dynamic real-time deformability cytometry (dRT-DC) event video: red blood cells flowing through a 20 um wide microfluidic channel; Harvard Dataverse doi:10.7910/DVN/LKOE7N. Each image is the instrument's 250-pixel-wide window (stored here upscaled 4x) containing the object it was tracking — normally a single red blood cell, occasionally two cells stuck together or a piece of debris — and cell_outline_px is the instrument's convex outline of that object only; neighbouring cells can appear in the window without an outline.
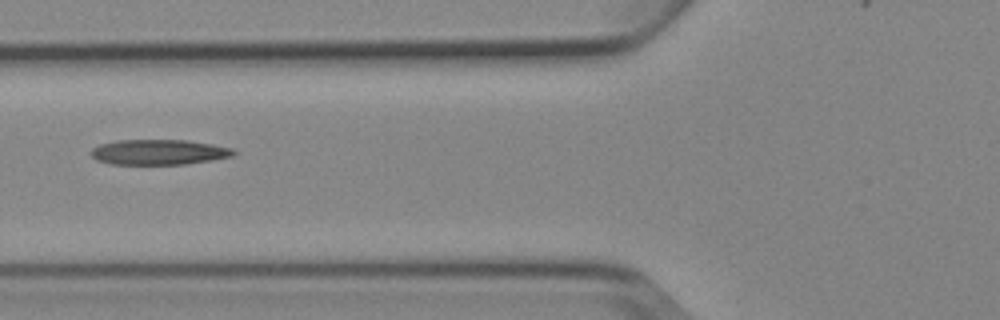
{"species": "Egyptian fruit bat (a non-hibernating species)", "species_latin": "Rousettus aegyptiacus", "temperature_condition": "cold", "stored_images_in_passage": 4, "camera_frame_rate_fps": 3000, "um_per_image_px": 0.085, "animal": {"sex": "female"}, "frame": {"image": 1, "passage_image": 4, "time_ms": 3.333, "image_size_px": [1000, 320], "cell_outline_px": [[236, 152], [232, 156], [212, 160], [184, 164], [112, 164], [96, 160], [92, 156], [92, 148], [100, 144], [116, 140], [188, 140], [212, 144], [232, 148]], "centroid_in_image_um": [13.5, 12.92], "position_along_channel_um": 112.3, "area_um2": 20.92}}